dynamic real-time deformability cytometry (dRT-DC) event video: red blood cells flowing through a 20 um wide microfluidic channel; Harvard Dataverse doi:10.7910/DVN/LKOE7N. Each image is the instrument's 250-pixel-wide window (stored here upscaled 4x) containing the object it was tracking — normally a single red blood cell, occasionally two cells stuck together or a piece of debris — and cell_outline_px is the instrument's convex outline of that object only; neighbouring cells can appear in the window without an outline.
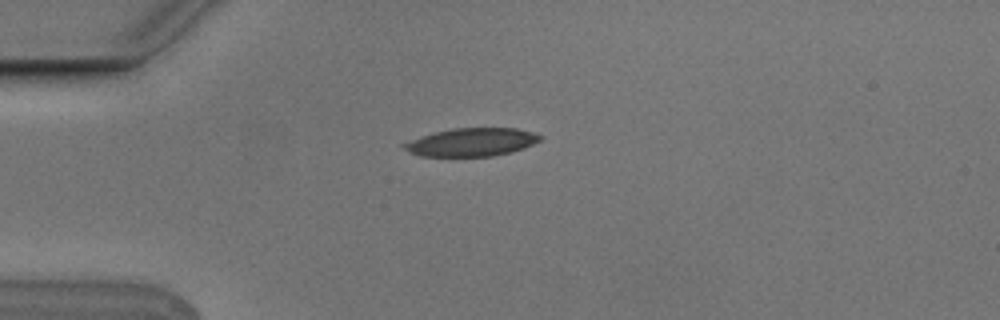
{"species": "Egyptian fruit bat (a non-hibernating species)", "species_latin": "Rousettus aegyptiacus", "temperature_condition": "cold", "stored_images_in_passage": 8, "camera_frame_rate_fps": 3000, "um_per_image_px": 0.085, "animal": {"sex": "male"}, "frame": {"image": 1, "passage_image": 1, "time_ms": 0.0, "image_size_px": [1000, 320], "cell_outline_px": [[544, 136], [540, 140], [524, 148], [512, 152], [492, 156], [420, 156], [404, 148], [400, 144], [436, 132], [452, 128], [516, 128], [532, 132]], "centroid_in_image_um": [40.14, 12.08], "position_along_channel_um": 44.9, "area_um2": 22.08}}